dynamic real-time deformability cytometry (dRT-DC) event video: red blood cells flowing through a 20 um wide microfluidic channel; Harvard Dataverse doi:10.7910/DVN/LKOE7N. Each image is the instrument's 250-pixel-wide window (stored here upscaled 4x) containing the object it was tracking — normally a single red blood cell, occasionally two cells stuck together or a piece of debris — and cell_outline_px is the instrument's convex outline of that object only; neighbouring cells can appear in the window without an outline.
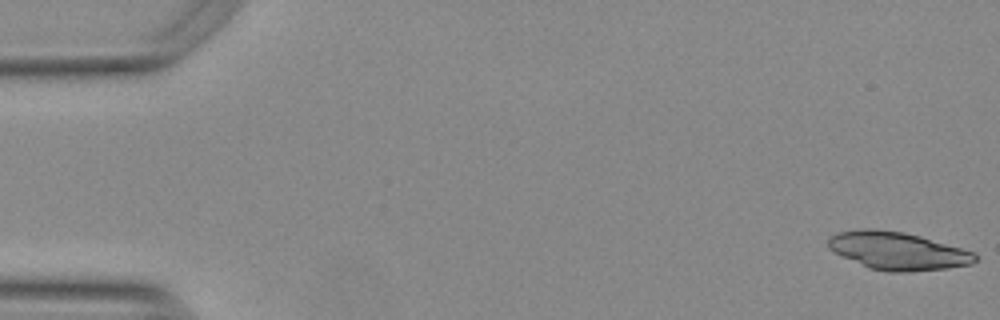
{"species": "Egyptian fruit bat (a non-hibernating species)", "species_latin": "Rousettus aegyptiacus", "temperature_condition": "warm", "stored_images_in_passage": 40, "camera_frame_rate_fps": 3000, "um_per_image_px": 0.085, "animal": {"sex": "female"}, "frame": {"image": 1, "passage_image": 1, "time_ms": 0.0, "image_size_px": [1000, 320], "cell_outline_px": [[976, 260], [972, 264], [948, 268], [908, 272], [888, 272], [868, 268], [828, 248], [828, 236], [836, 232], [864, 228], [872, 228], [904, 232], [920, 236], [960, 248], [972, 252], [976, 256]], "centroid_in_image_um": [76.26, 21.32], "position_along_channel_um": 8.7, "area_um2": 32.19}}
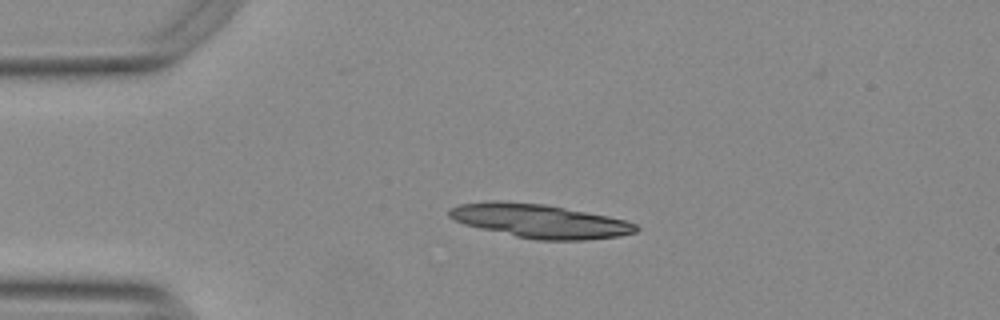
{"frame": {"image": 2, "passage_image": 12, "time_ms": 3.667, "image_size_px": [1000, 320], "cell_outline_px": [[640, 228], [636, 232], [620, 236], [584, 240], [536, 240], [516, 236], [480, 228], [464, 224], [448, 216], [448, 208], [460, 204], [488, 200], [500, 200], [544, 204], [608, 216], [624, 220], [636, 224]], "centroid_in_image_um": [45.86, 18.78], "position_along_channel_um": 39.1, "area_um2": 36.76}}
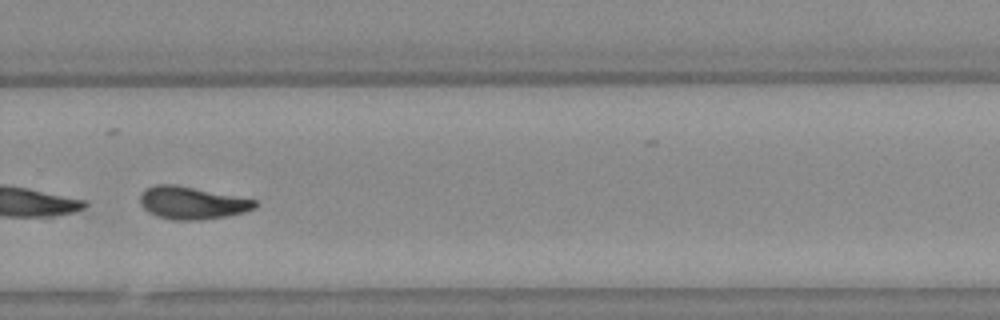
{"frame": {"image": 3, "passage_image": 37, "time_ms": 12.0, "image_size_px": [1000, 320], "cell_outline_px": [[256, 208], [244, 212], [228, 216], [200, 220], [172, 220], [156, 216], [148, 212], [140, 204], [140, 196], [148, 188], [156, 184], [172, 184], [256, 200]], "centroid_in_image_um": [16.3, 17.27], "position_along_channel_um": 313.5, "area_um2": 21.5}}